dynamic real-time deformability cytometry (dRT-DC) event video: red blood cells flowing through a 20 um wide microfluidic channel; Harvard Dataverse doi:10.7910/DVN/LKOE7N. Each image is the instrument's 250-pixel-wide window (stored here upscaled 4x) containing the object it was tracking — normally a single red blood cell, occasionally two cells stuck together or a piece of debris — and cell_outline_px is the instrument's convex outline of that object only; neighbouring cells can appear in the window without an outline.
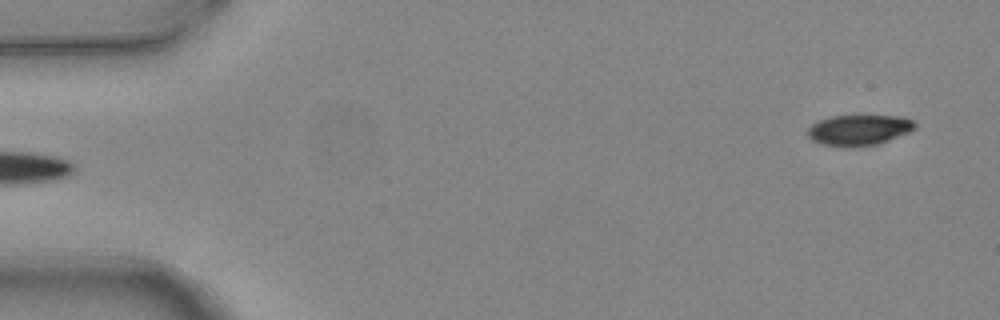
{"species": "common noctule bat (a hibernating species)", "species_latin": "Nyctalus noctula", "temperature_condition": "warm", "stored_images_in_passage": 4, "segment_of_instrument_passage": [2, 2], "camera_frame_rate_fps": 3000, "um_per_image_px": 0.085, "animal": {"sex": "female", "body_mass_g": 24.6, "forearm_length_mm": 56.2}, "frame": {"image": 1, "passage_image": 4, "time_ms": 1.0, "image_size_px": [1000, 320], "cell_outline_px": [[916, 128], [908, 132], [880, 144], [852, 148], [824, 144], [812, 140], [808, 136], [808, 128], [812, 124], [820, 120], [832, 116], [904, 116], [912, 120], [916, 124]], "centroid_in_image_um": [73.04, 11.06], "position_along_channel_um": 12.0, "area_um2": 19.19}}